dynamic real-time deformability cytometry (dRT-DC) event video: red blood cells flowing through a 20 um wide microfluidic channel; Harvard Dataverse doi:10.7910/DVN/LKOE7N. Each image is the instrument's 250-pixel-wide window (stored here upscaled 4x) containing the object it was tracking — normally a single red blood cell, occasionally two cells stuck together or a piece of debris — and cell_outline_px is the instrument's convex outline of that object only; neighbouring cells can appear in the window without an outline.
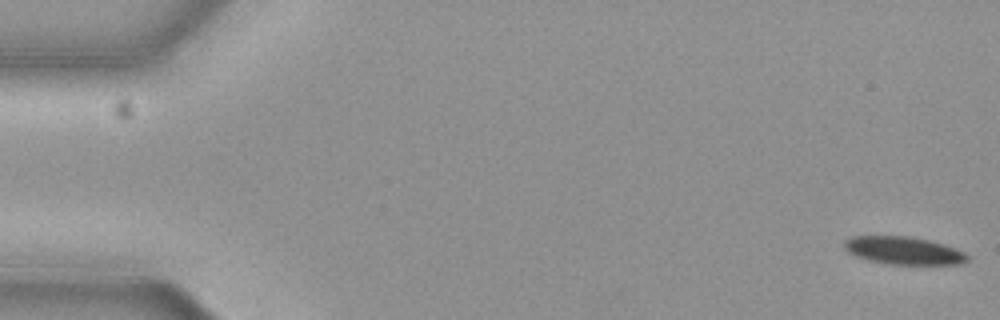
{"species": "common noctule bat (a hibernating species)", "species_latin": "Nyctalus noctula", "temperature_condition": "cold", "stored_images_in_passage": 57, "camera_frame_rate_fps": 3000, "um_per_image_px": 0.085, "animal": {"sex": "female", "body_mass_g": 19.3, "forearm_length_mm": 54.1}, "frame": {"image": 1, "passage_image": 1, "time_ms": 0.0, "image_size_px": [1000, 320], "cell_outline_px": [[968, 260], [960, 264], [892, 264], [872, 260], [856, 256], [848, 252], [844, 248], [844, 240], [852, 236], [908, 236], [928, 240], [944, 244], [964, 252], [968, 256]], "centroid_in_image_um": [76.8, 21.28], "position_along_channel_um": 8.2, "area_um2": 19.65}}
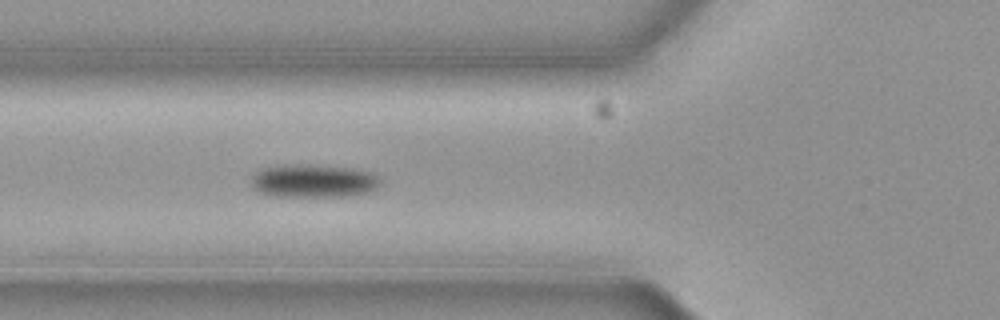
{"frame": {"image": 2, "passage_image": 21, "time_ms": 6.667, "image_size_px": [1000, 320], "cell_outline_px": [[380, 184], [376, 188], [368, 192], [348, 196], [276, 196], [260, 192], [252, 188], [252, 176], [256, 172], [264, 168], [284, 164], [352, 168], [372, 172], [380, 180]], "centroid_in_image_um": [26.64, 15.38], "position_along_channel_um": 99.2, "area_um2": 24.62}}
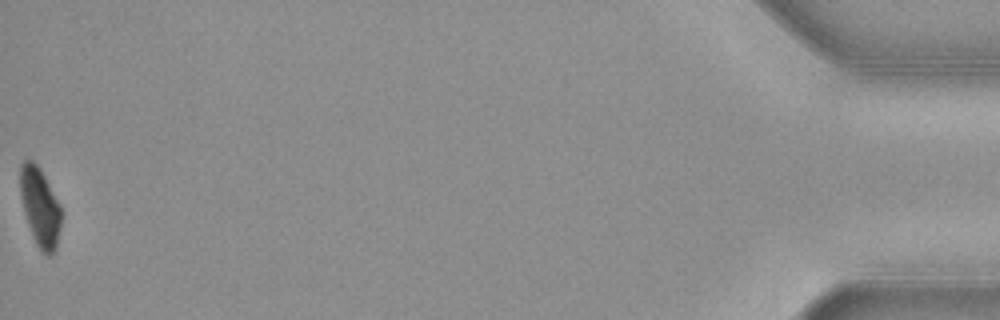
{"frame": {"image": 3, "passage_image": 57, "time_ms": 18.667, "image_size_px": [1000, 320], "cell_outline_px": [[60, 228], [56, 248], [52, 256], [48, 256], [40, 252], [32, 236], [24, 212], [20, 196], [20, 164], [24, 160], [32, 160], [40, 168], [60, 204]], "centroid_in_image_um": [3.39, 17.62], "position_along_channel_um": 431.8, "area_um2": 18.9}, "authors_computed_cell_mechanics": {"area_um2": 22.5998, "velocity_mm_per_s": 3.6598, "shape_relaxation_time_tau1_ms": 3.976, "shape_relaxation_time_tau2_ms": null, "deformation_change_tau1": 0.1084, "deformation_change_tau2": null}}